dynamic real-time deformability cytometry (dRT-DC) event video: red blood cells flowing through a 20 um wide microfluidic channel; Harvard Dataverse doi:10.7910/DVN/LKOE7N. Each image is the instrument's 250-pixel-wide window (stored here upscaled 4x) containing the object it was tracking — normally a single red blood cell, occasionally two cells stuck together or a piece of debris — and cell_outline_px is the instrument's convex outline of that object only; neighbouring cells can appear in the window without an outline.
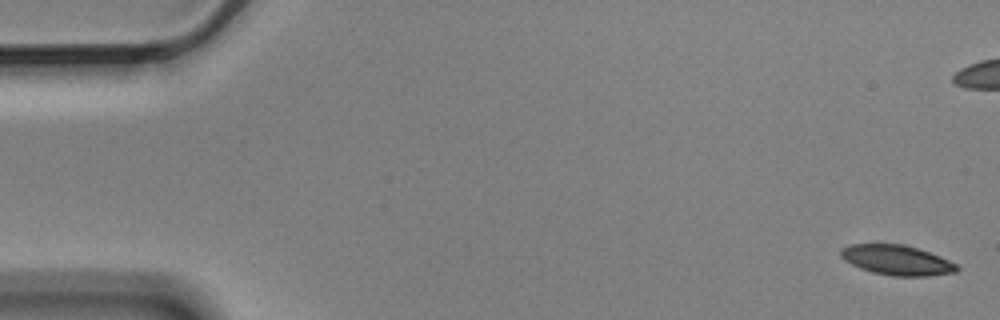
{"species": "Egyptian fruit bat (a non-hibernating species)", "species_latin": "Rousettus aegyptiacus", "temperature_condition": "cold", "stored_images_in_passage": 7, "camera_frame_rate_fps": 3000, "um_per_image_px": 0.085, "animal": {"sex": "male"}, "frame": {"image": 1, "passage_image": 1, "time_ms": 0.0, "image_size_px": [1000, 320], "cell_outline_px": [[960, 268], [956, 272], [928, 276], [892, 276], [872, 272], [860, 268], [844, 260], [840, 256], [840, 248], [848, 244], [904, 244], [940, 256], [956, 264]], "centroid_in_image_um": [76.2, 22.11], "position_along_channel_um": 8.8, "area_um2": 20.29}}
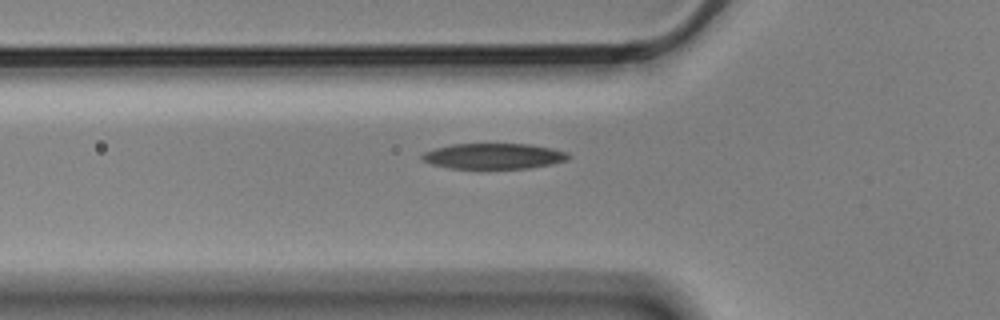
{"frame": {"image": 2, "passage_image": 7, "time_ms": 2.0, "image_size_px": [1000, 320], "cell_outline_px": [[572, 156], [568, 160], [552, 164], [528, 168], [452, 168], [432, 164], [424, 160], [420, 156], [424, 152], [436, 148], [452, 144], [528, 144], [552, 148], [568, 152]], "centroid_in_image_um": [42.02, 13.26], "position_along_channel_um": 83.8, "area_um2": 21.73}}